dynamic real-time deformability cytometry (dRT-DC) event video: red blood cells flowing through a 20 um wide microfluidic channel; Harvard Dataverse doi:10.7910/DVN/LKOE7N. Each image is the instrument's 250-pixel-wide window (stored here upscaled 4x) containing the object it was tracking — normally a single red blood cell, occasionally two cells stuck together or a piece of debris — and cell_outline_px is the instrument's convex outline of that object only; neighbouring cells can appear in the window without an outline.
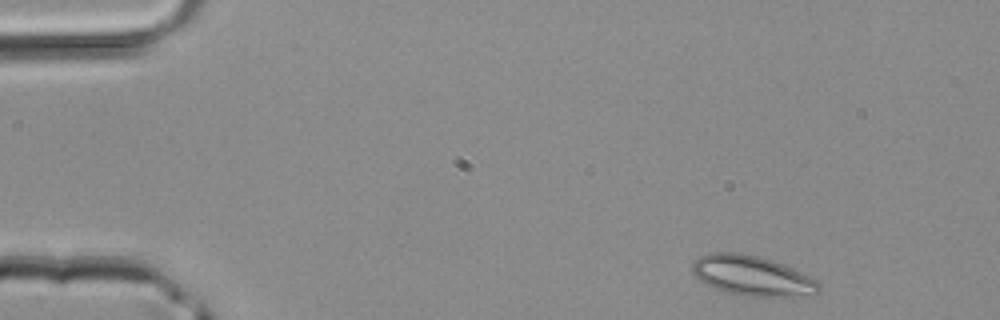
{"species": "common noctule bat (a hibernating species)", "species_latin": "Nyctalus noctula", "temperature_condition": "room temperature", "stored_images_in_passage": 42, "camera_frame_rate_fps": 3000, "um_per_image_px": 0.085, "animal": {"sex": "male", "body_mass_g": 20.4}, "frame": {"image": 1, "passage_image": 2, "time_ms": 0.333, "image_size_px": [1000, 320], "cell_outline_px": [[820, 292], [788, 296], [744, 296], [724, 292], [712, 288], [704, 284], [692, 272], [692, 260], [708, 252], [740, 252], [760, 256], [784, 264], [816, 280], [820, 284]], "centroid_in_image_um": [63.85, 23.41], "position_along_channel_um": 21.1, "area_um2": 29.65}}
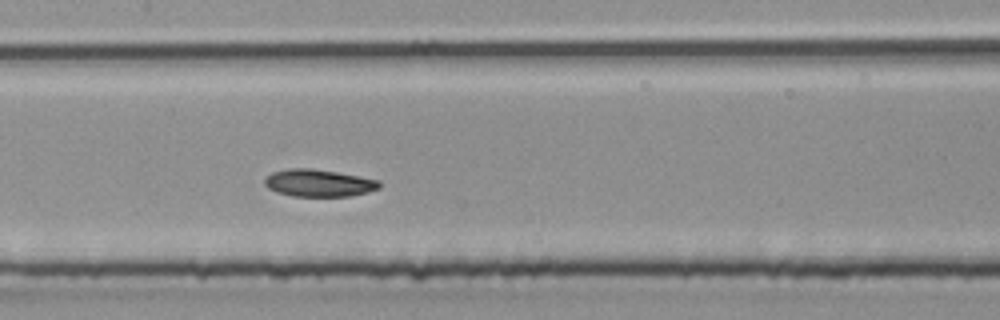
{"frame": {"image": 2, "passage_image": 19, "time_ms": 6.0, "image_size_px": [1000, 320], "cell_outline_px": [[380, 188], [368, 192], [348, 196], [292, 196], [276, 192], [268, 188], [264, 184], [264, 180], [272, 172], [288, 168], [312, 168], [336, 172], [380, 180]], "centroid_in_image_um": [27.08, 15.55], "position_along_channel_um": 180.3, "area_um2": 18.21}}
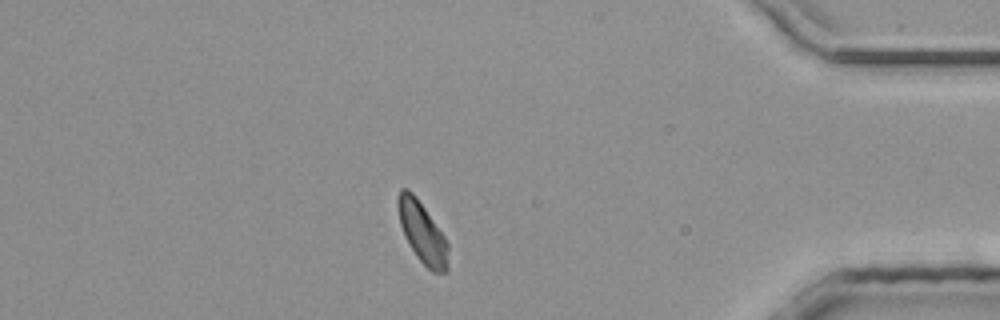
{"frame": {"image": 3, "passage_image": 36, "time_ms": 11.667, "image_size_px": [1000, 320], "cell_outline_px": [[448, 272], [432, 272], [416, 256], [408, 244], [404, 236], [400, 224], [396, 200], [400, 188], [408, 188], [416, 196], [444, 236], [448, 244]], "centroid_in_image_um": [35.87, 19.75], "position_along_channel_um": 399.3, "area_um2": 17.92}}